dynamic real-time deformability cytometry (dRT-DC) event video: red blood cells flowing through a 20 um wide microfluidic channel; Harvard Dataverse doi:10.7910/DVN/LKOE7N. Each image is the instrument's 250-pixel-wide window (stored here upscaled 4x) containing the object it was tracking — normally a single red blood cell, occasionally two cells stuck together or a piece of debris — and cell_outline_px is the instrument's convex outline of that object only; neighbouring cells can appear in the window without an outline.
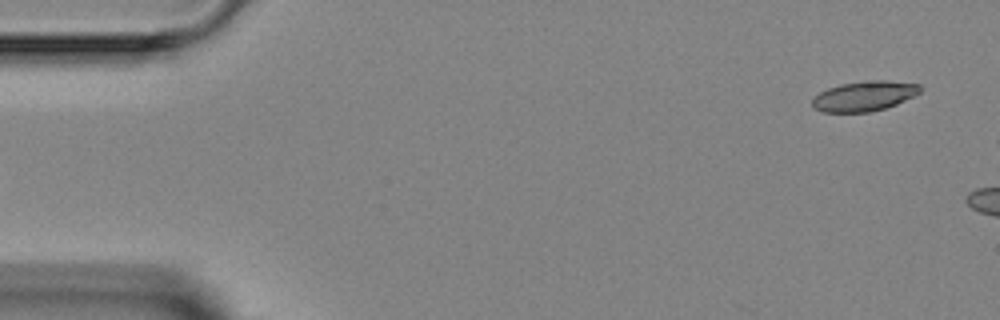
{"species": "Egyptian fruit bat (a non-hibernating species)", "species_latin": "Rousettus aegyptiacus", "temperature_condition": "room temperature", "stored_images_in_passage": 4, "segment_of_instrument_passage": [2, 2], "camera_frame_rate_fps": 3000, "um_per_image_px": 0.085, "animal": {"sex": "female"}, "frame": {"image": 1, "passage_image": 4, "time_ms": 3.667, "image_size_px": [1000, 320], "cell_outline_px": [[920, 92], [896, 104], [884, 108], [868, 112], [824, 112], [812, 108], [812, 100], [820, 92], [828, 88], [840, 84], [864, 80], [888, 80], [920, 84]], "centroid_in_image_um": [73.43, 8.15], "position_along_channel_um": 11.6, "area_um2": 18.79}}